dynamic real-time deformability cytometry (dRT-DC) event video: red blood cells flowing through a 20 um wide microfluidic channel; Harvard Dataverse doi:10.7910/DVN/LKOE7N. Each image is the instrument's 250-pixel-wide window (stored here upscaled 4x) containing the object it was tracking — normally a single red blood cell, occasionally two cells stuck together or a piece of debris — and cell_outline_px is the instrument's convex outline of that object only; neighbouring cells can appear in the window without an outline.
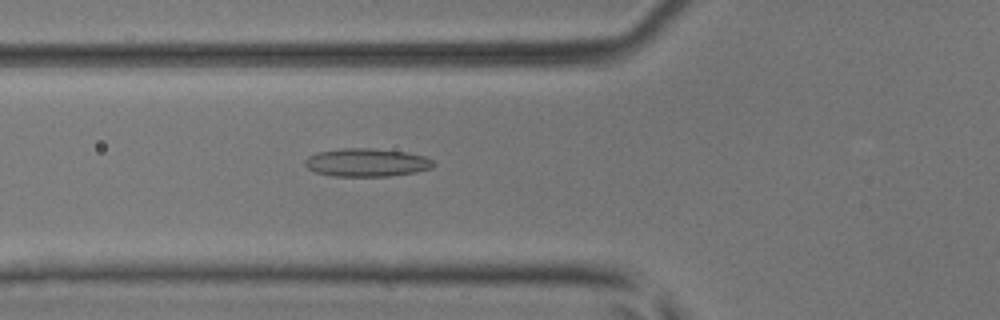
{"species": "common noctule bat (a hibernating species)", "species_latin": "Nyctalus noctula", "temperature_condition": "room temperature", "stored_images_in_passage": 50, "camera_frame_rate_fps": 3000, "um_per_image_px": 0.085, "animal": {"sex": "male", "body_mass_g": 17.9, "forearm_length_mm": 54.2}, "frame": {"image": 1, "passage_image": 18, "time_ms": 5.667, "image_size_px": [1000, 320], "cell_outline_px": [[436, 164], [432, 168], [416, 172], [388, 176], [332, 176], [316, 172], [308, 168], [304, 164], [304, 160], [308, 156], [316, 152], [340, 148], [372, 148], [404, 152], [424, 156], [432, 160]], "centroid_in_image_um": [31.14, 13.81], "position_along_channel_um": 94.7, "area_um2": 21.15}}
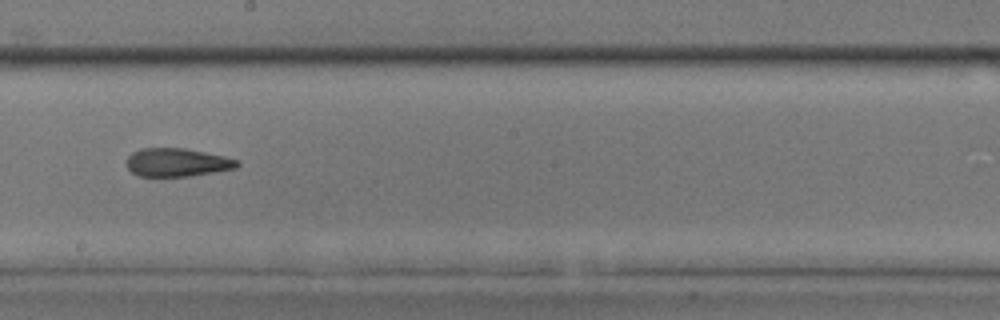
{"frame": {"image": 2, "passage_image": 28, "time_ms": 9.0, "image_size_px": [1000, 320], "cell_outline_px": [[240, 164], [236, 168], [192, 176], [140, 176], [132, 172], [128, 168], [128, 156], [132, 152], [140, 148], [184, 148], [224, 156], [240, 160]], "centroid_in_image_um": [15.08, 13.8], "position_along_channel_um": 233.1, "area_um2": 18.21}}
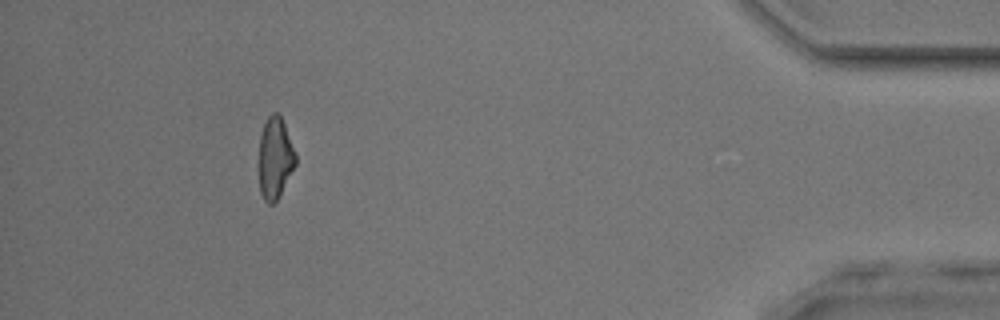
{"frame": {"image": 3, "passage_image": 45, "time_ms": 14.667, "image_size_px": [1000, 320], "cell_outline_px": [[296, 164], [276, 200], [272, 204], [268, 204], [264, 200], [260, 192], [260, 136], [264, 124], [268, 116], [272, 112], [276, 112], [280, 116], [284, 124], [296, 152]], "centroid_in_image_um": [23.39, 13.41], "position_along_channel_um": 411.8, "area_um2": 17.05}, "authors_computed_cell_mechanics": {"area_um2": 19.074, "velocity_mm_per_s": 4.1666, "shape_relaxation_time_tau1_ms": null, "shape_relaxation_time_tau2_ms": 2.838, "deformation_change_tau1": null, "deformation_change_tau2": 0.1173}}